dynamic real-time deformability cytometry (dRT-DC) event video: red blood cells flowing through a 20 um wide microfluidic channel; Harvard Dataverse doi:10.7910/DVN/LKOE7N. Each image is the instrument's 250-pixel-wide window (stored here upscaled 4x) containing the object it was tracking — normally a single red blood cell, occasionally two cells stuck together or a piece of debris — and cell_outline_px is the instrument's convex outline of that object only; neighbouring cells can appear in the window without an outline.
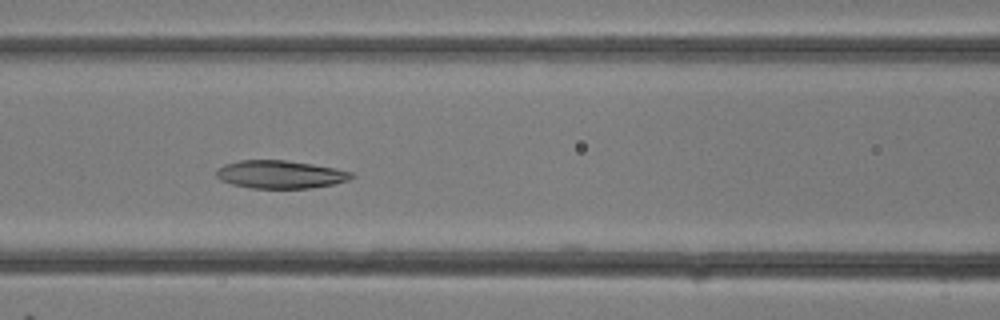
{"species": "common noctule bat (a hibernating species)", "species_latin": "Nyctalus noctula", "temperature_condition": "room temperature", "stored_images_in_passage": 7, "camera_frame_rate_fps": 3000, "um_per_image_px": 0.085, "animal": {"sex": "female"}, "frame": {"image": 1, "passage_image": 5, "time_ms": 1.333, "image_size_px": [1000, 320], "cell_outline_px": [[356, 176], [348, 180], [332, 184], [312, 188], [252, 188], [232, 184], [220, 180], [216, 176], [216, 168], [224, 164], [240, 160], [284, 160], [312, 164], [336, 168], [352, 172]], "centroid_in_image_um": [23.81, 14.82], "position_along_channel_um": 142.8, "area_um2": 22.08}}